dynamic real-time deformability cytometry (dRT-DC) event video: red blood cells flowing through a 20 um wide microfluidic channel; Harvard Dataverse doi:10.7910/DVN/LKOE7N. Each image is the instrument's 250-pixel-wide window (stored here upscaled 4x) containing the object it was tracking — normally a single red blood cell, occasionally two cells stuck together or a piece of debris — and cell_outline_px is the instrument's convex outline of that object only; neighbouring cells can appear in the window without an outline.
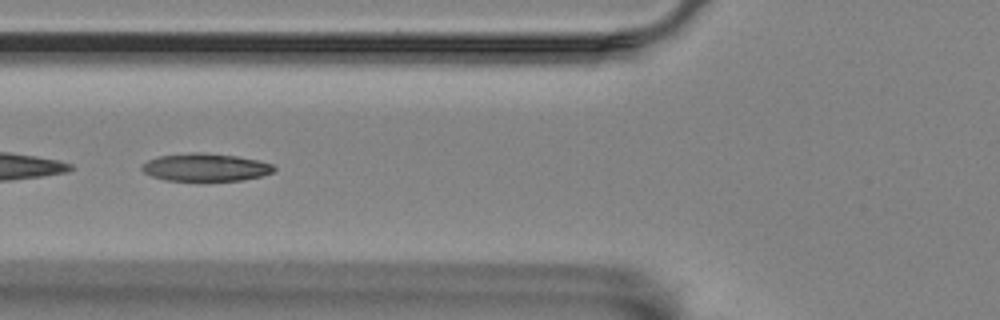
{"species": "Egyptian fruit bat (a non-hibernating species)", "species_latin": "Rousettus aegyptiacus", "temperature_condition": "room temperature", "stored_images_in_passage": 57, "camera_frame_rate_fps": 3000, "um_per_image_px": 0.085, "animal": {"sex": "female"}, "frame": {"image": 1, "passage_image": 21, "time_ms": 6.667, "image_size_px": [1000, 320], "cell_outline_px": [[276, 168], [272, 172], [260, 176], [244, 180], [168, 180], [152, 176], [144, 172], [140, 168], [148, 160], [160, 156], [192, 152], [200, 152], [236, 156], [256, 160], [272, 164]], "centroid_in_image_um": [17.47, 14.21], "position_along_channel_um": 108.3, "area_um2": 20.98}}
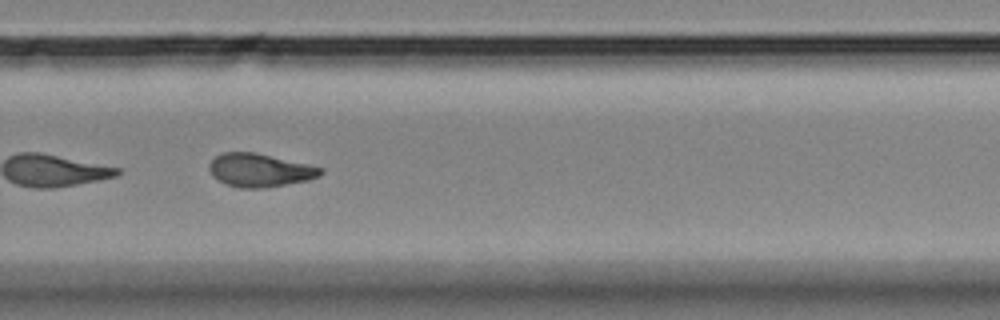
{"frame": {"image": 2, "passage_image": 38, "time_ms": 12.333, "image_size_px": [1000, 320], "cell_outline_px": [[324, 172], [320, 176], [308, 180], [264, 188], [240, 188], [224, 184], [212, 176], [208, 168], [208, 164], [216, 156], [224, 152], [256, 152], [308, 164], [324, 168]], "centroid_in_image_um": [22.07, 14.47], "position_along_channel_um": 307.7, "area_um2": 21.79}}
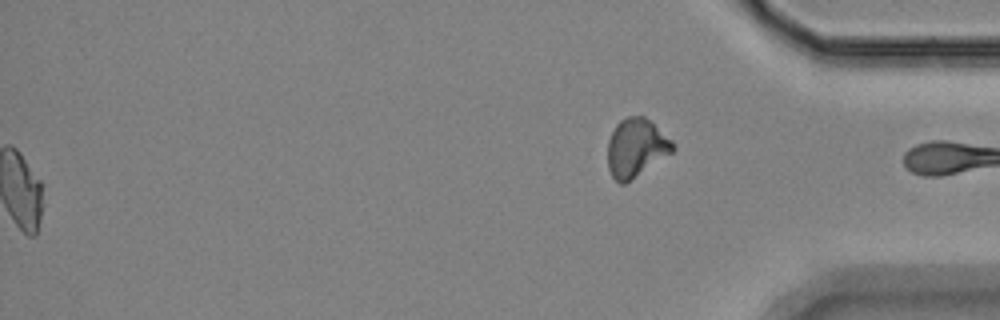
{"frame": {"image": 3, "passage_image": 57, "time_ms": 18.667, "image_size_px": [1000, 320], "cell_outline_px": [[676, 148], [672, 152], [624, 184], [620, 184], [612, 176], [608, 168], [608, 140], [616, 124], [620, 120], [628, 116], [644, 116], [672, 140], [676, 144]], "centroid_in_image_um": [54.06, 12.55], "position_along_channel_um": 381.1, "area_um2": 21.91}, "authors_computed_cell_mechanics": {"area_um2": 21.4438, "velocity_mm_per_s": 3.5187, "shape_relaxation_time_tau1_ms": null, "shape_relaxation_time_tau2_ms": 4.8642, "deformation_change_tau1": null, "deformation_change_tau2": 0.1127}}